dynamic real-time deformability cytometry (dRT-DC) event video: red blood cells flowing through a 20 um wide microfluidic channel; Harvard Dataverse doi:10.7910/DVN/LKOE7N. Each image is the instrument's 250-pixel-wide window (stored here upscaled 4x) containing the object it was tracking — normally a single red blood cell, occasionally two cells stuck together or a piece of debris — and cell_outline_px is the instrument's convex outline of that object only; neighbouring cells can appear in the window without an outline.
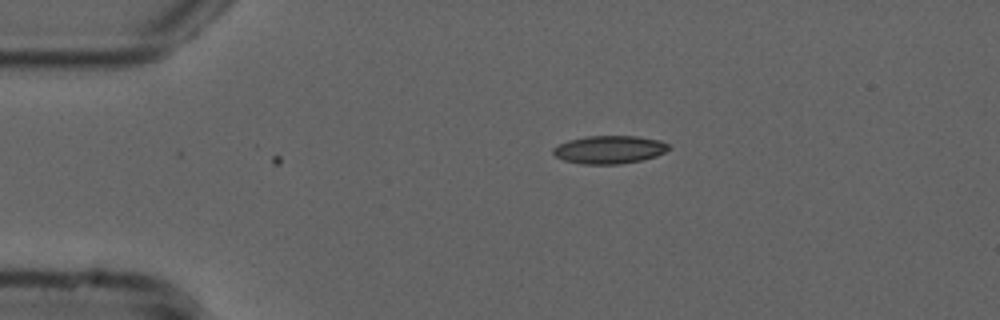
{"species": "common noctule bat (a hibernating species)", "species_latin": "Nyctalus noctula", "temperature_condition": "cold", "stored_images_in_passage": 3, "camera_frame_rate_fps": 3000, "um_per_image_px": 0.085, "animal": {"sex": "male", "forearm_length_mm": 52.5}, "frame": {"image": 1, "passage_image": 1, "time_ms": 0.0, "image_size_px": [1000, 320], "cell_outline_px": [[668, 148], [664, 152], [656, 156], [640, 160], [620, 164], [584, 164], [564, 160], [556, 156], [552, 152], [552, 148], [568, 140], [588, 136], [636, 136], [660, 140], [668, 144]], "centroid_in_image_um": [51.78, 12.71], "position_along_channel_um": 33.2, "area_um2": 18.67}}